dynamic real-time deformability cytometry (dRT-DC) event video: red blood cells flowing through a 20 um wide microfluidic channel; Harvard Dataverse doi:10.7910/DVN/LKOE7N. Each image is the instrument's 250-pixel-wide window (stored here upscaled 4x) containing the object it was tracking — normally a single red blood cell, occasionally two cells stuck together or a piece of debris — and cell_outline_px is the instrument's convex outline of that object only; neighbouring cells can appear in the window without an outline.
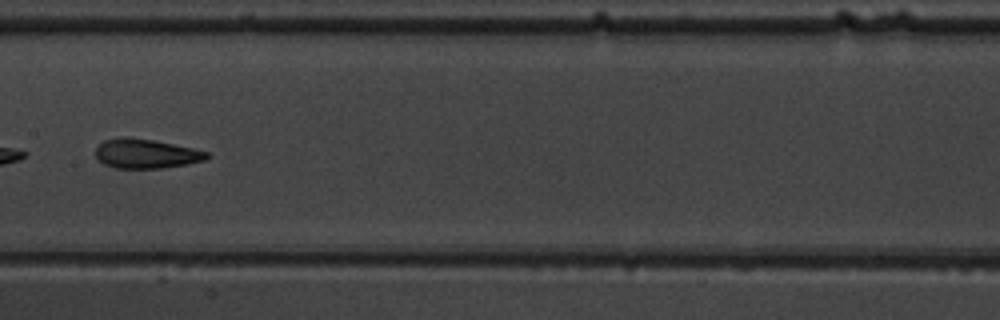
{"species": "common noctule bat (a hibernating species)", "species_latin": "Nyctalus noctula", "temperature_condition": "warm", "stored_images_in_passage": 9, "camera_frame_rate_fps": 3000, "um_per_image_px": 0.085, "animal": {"sex": "male", "body_mass_g": 19.5, "forearm_length_mm": 54.6}, "frame": {"image": 1, "passage_image": 8, "time_ms": 8.0, "image_size_px": [1000, 320], "cell_outline_px": [[212, 156], [204, 160], [188, 164], [160, 168], [116, 168], [104, 164], [96, 156], [96, 148], [104, 140], [124, 136], [128, 136], [152, 140], [192, 148], [208, 152]], "centroid_in_image_um": [12.42, 13.06], "position_along_channel_um": 195.0, "area_um2": 18.96}}
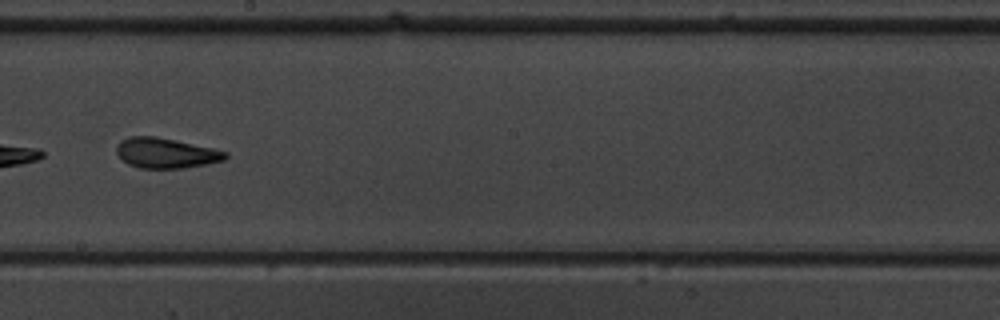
{"frame": {"image": 2, "passage_image": 9, "time_ms": 9.0, "image_size_px": [1000, 320], "cell_outline_px": [[228, 156], [224, 160], [184, 168], [140, 168], [128, 164], [116, 152], [116, 148], [120, 140], [128, 136], [156, 136], [176, 140], [212, 148], [228, 152]], "centroid_in_image_um": [14.08, 13.0], "position_along_channel_um": 234.1, "area_um2": 19.07}}